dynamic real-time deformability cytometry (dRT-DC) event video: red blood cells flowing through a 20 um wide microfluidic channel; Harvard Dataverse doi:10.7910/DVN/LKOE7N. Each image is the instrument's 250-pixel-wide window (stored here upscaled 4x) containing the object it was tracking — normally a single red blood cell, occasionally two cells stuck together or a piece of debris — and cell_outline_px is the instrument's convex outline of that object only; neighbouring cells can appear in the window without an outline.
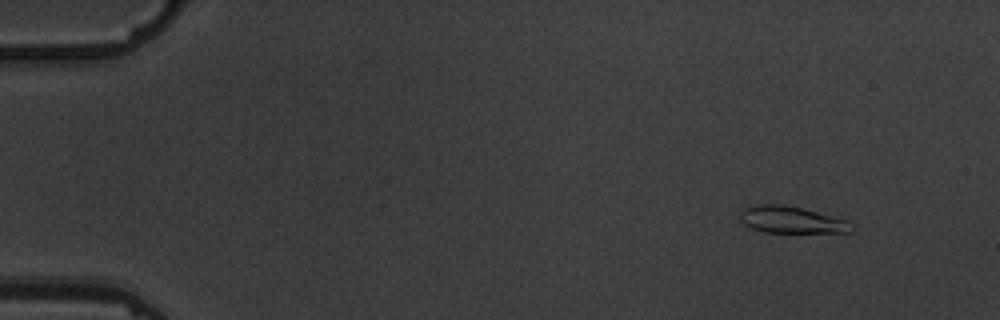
{"species": "common noctule bat (a hibernating species)", "species_latin": "Nyctalus noctula", "temperature_condition": "warm", "stored_images_in_passage": 10, "camera_frame_rate_fps": 3000, "um_per_image_px": 0.085, "animal": {"sex": "male", "body_mass_g": 19.5, "forearm_length_mm": 54.6}, "frame": {"image": 1, "passage_image": 1, "time_ms": 0.0, "image_size_px": [1000, 320], "cell_outline_px": [[856, 228], [852, 232], [764, 232], [752, 228], [744, 224], [740, 220], [740, 212], [744, 208], [756, 204], [784, 204], [848, 220]], "centroid_in_image_um": [67.28, 18.68], "position_along_channel_um": 17.7, "area_um2": 17.4}}
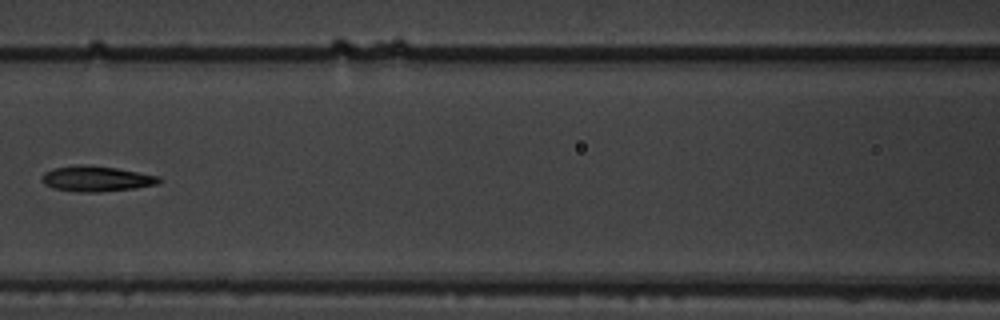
{"frame": {"image": 2, "passage_image": 7, "time_ms": 7.0, "image_size_px": [1000, 320], "cell_outline_px": [[164, 180], [156, 184], [136, 188], [100, 192], [80, 192], [56, 188], [44, 184], [40, 176], [44, 172], [52, 168], [76, 164], [88, 164], [116, 168], [160, 176]], "centroid_in_image_um": [8.19, 15.18], "position_along_channel_um": 158.4, "area_um2": 17.57}}
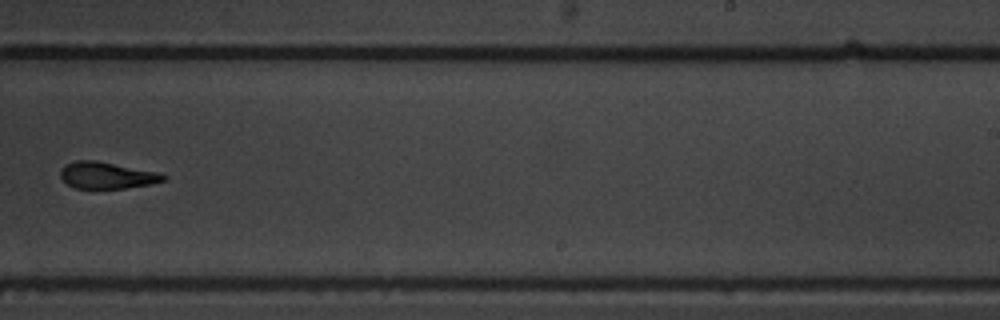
{"frame": {"image": 3, "passage_image": 10, "time_ms": 10.333, "image_size_px": [1000, 320], "cell_outline_px": [[168, 176], [164, 180], [152, 184], [124, 188], [72, 188], [60, 176], [60, 172], [64, 164], [76, 160], [96, 160], [156, 172]], "centroid_in_image_um": [9.05, 14.9], "position_along_channel_um": 279.9, "area_um2": 15.9}}